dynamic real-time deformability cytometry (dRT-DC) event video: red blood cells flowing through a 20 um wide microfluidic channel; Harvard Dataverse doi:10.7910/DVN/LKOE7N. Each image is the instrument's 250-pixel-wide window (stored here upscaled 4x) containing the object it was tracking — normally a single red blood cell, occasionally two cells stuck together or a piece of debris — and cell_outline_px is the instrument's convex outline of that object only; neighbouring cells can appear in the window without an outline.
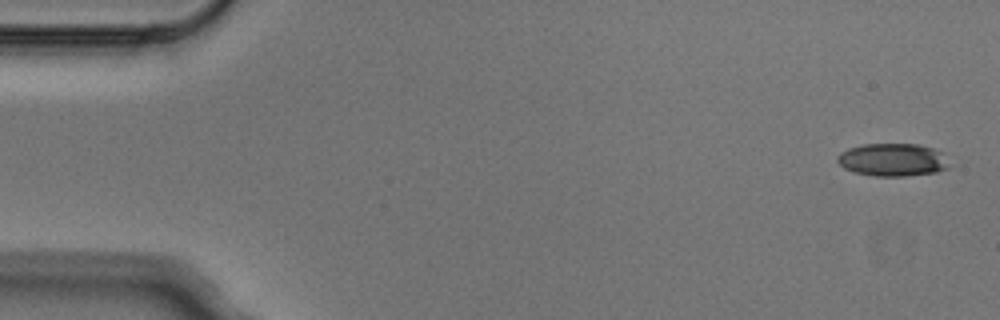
{"species": "Egyptian fruit bat (a non-hibernating species)", "species_latin": "Rousettus aegyptiacus", "temperature_condition": "cold", "stored_images_in_passage": 8, "camera_frame_rate_fps": 3000, "um_per_image_px": 0.085, "animal": {"sex": "male"}, "frame": {"image": 1, "passage_image": 1, "time_ms": 0.0, "image_size_px": [1000, 320], "cell_outline_px": [[948, 168], [936, 172], [904, 176], [876, 176], [856, 172], [844, 168], [836, 160], [836, 156], [840, 152], [848, 148], [864, 144], [916, 144], [932, 148], [940, 152]], "centroid_in_image_um": [75.8, 13.58], "position_along_channel_um": 9.2, "area_um2": 21.04}}
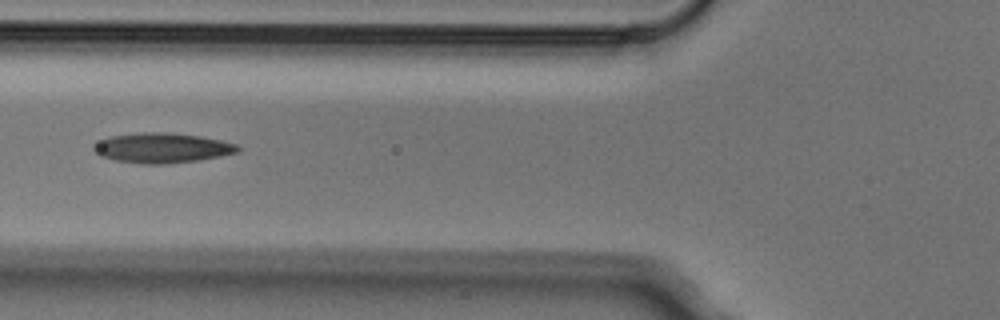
{"frame": {"image": 2, "passage_image": 6, "time_ms": 1.667, "image_size_px": [1000, 320], "cell_outline_px": [[240, 152], [220, 156], [196, 160], [164, 164], [148, 164], [116, 160], [100, 156], [92, 148], [100, 140], [112, 136], [140, 132], [172, 132], [200, 136], [240, 144]], "centroid_in_image_um": [13.83, 12.56], "position_along_channel_um": 112.0, "area_um2": 25.09}}
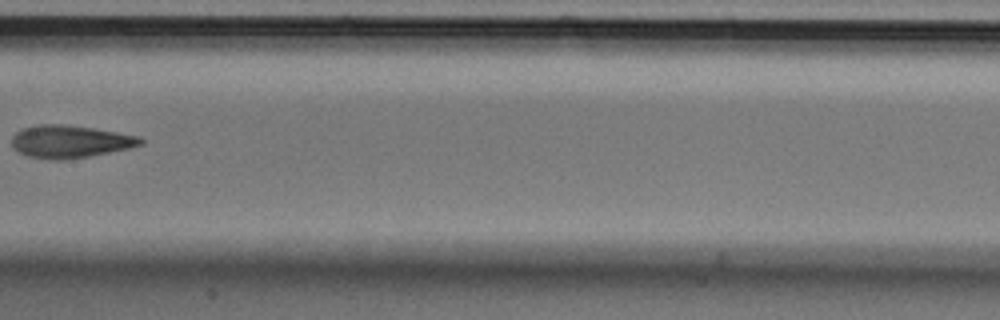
{"frame": {"image": 3, "passage_image": 8, "time_ms": 2.333, "image_size_px": [1000, 320], "cell_outline_px": [[144, 144], [128, 148], [68, 160], [56, 160], [28, 156], [12, 148], [12, 136], [16, 132], [24, 128], [40, 124], [60, 124], [92, 128], [140, 136], [144, 140]], "centroid_in_image_um": [5.95, 12.03], "position_along_channel_um": 201.5, "area_um2": 24.28}}